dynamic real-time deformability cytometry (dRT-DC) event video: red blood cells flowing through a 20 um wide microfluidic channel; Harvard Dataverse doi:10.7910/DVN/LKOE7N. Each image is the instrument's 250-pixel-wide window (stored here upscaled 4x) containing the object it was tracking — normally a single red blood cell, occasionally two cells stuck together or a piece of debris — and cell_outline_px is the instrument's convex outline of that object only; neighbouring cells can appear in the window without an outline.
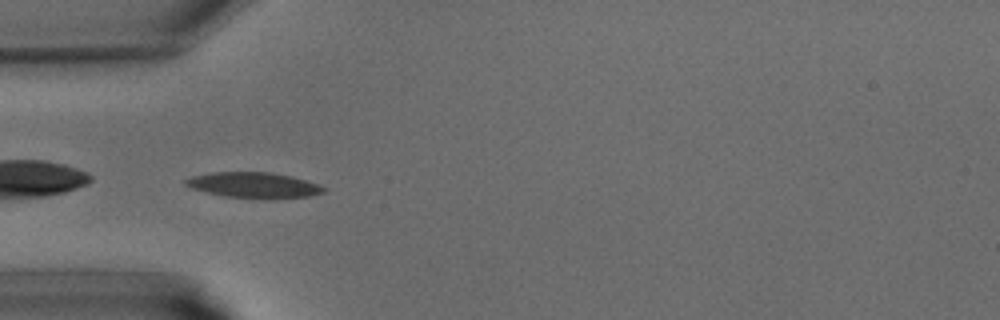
{"species": "common noctule bat (a hibernating species)", "species_latin": "Nyctalus noctula", "temperature_condition": "warm", "stored_images_in_passage": 9, "camera_frame_rate_fps": 3000, "um_per_image_px": 0.085, "animal": {"sex": "male", "body_mass_g": 15.6}, "frame": {"image": 1, "passage_image": 2, "time_ms": 0.333, "image_size_px": [1000, 320], "cell_outline_px": [[328, 188], [324, 192], [308, 196], [224, 196], [192, 188], [184, 184], [184, 180], [192, 176], [212, 172], [268, 172], [292, 176]], "centroid_in_image_um": [21.51, 15.68], "position_along_channel_um": 63.5, "area_um2": 19.48}}
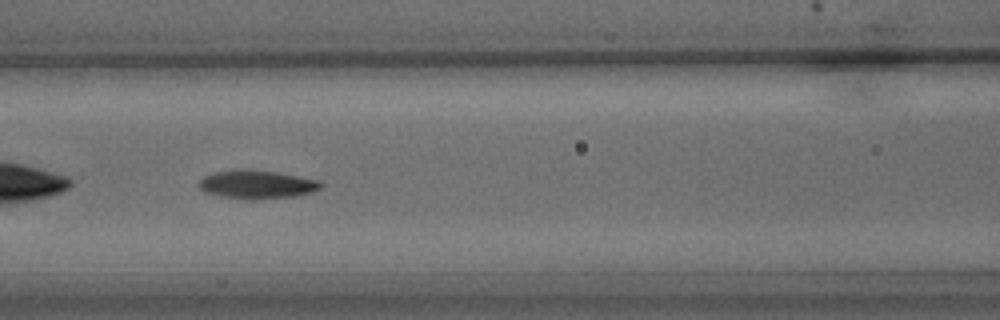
{"frame": {"image": 2, "passage_image": 7, "time_ms": 2.0, "image_size_px": [1000, 320], "cell_outline_px": [[324, 184], [320, 188], [312, 192], [292, 196], [252, 200], [248, 200], [220, 196], [204, 192], [196, 184], [204, 176], [216, 172], [236, 168], [248, 168], [276, 172], [320, 180]], "centroid_in_image_um": [21.8, 15.66], "position_along_channel_um": 144.8, "area_um2": 20.52}}